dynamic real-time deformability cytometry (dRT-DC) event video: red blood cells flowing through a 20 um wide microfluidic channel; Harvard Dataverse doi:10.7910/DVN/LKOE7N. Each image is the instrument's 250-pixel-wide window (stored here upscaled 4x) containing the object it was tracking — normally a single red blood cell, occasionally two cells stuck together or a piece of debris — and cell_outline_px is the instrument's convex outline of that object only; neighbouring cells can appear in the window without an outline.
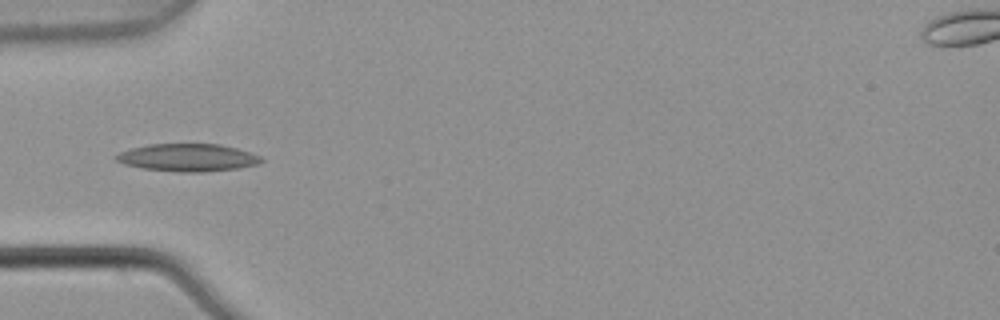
{"species": "common noctule bat (a hibernating species)", "species_latin": "Nyctalus noctula", "temperature_condition": "warm", "stored_images_in_passage": 5, "camera_frame_rate_fps": 3000, "um_per_image_px": 0.085, "animal": {"sex": "male", "body_mass_g": 21.5, "forearm_length_mm": 52.0}, "frame": {"image": 1, "passage_image": 5, "time_ms": 1.333, "image_size_px": [1000, 320], "cell_outline_px": [[264, 160], [256, 164], [236, 168], [200, 172], [180, 172], [144, 168], [124, 164], [116, 160], [112, 156], [120, 152], [132, 148], [148, 144], [220, 144], [236, 148], [260, 156]], "centroid_in_image_um": [15.91, 13.38], "position_along_channel_um": 69.1, "area_um2": 23.06}}